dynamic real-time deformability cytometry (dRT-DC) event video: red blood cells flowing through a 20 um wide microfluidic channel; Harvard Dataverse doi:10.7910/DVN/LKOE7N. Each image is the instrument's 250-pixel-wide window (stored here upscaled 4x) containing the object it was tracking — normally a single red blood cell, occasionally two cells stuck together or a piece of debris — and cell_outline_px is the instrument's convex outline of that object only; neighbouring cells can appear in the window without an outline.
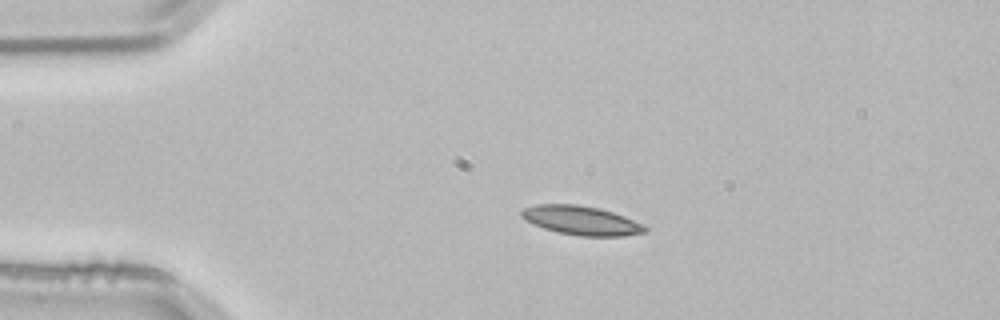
{"species": "common noctule bat (a hibernating species)", "species_latin": "Nyctalus noctula", "temperature_condition": "room temperature", "stored_images_in_passage": 4, "camera_frame_rate_fps": 3000, "um_per_image_px": 0.085, "animal": {"sex": "male", "body_mass_g": 21.5, "forearm_length_mm": 52.0}, "frame": {"image": 1, "passage_image": 3, "time_ms": 0.667, "image_size_px": [1000, 320], "cell_outline_px": [[648, 232], [624, 236], [580, 236], [556, 232], [544, 228], [524, 220], [520, 216], [520, 212], [524, 208], [536, 204], [576, 204], [600, 208], [624, 216], [648, 228]], "centroid_in_image_um": [49.38, 18.74], "position_along_channel_um": 35.6, "area_um2": 20.92}}